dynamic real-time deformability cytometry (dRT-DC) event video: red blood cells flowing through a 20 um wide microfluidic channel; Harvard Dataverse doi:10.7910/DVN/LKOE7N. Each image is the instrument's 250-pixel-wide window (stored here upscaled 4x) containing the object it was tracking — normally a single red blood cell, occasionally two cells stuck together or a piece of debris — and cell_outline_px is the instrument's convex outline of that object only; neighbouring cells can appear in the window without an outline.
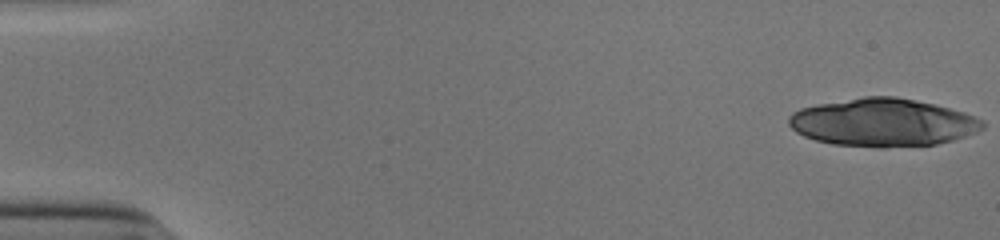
{"species": "human", "species_latin": "Homo sapiens", "temperature_condition": "cold", "stored_images_in_passage": 12, "camera_frame_rate_fps": 3000, "um_per_image_px": 0.085, "donor": {"sex": "male"}, "frame": {"image": 1, "passage_image": 1, "time_ms": 0.0, "image_size_px": [1000, 240], "cell_outline_px": [[984, 128], [976, 132], [952, 140], [936, 144], [880, 148], [832, 144], [816, 140], [804, 136], [796, 132], [788, 124], [788, 116], [792, 112], [800, 108], [816, 104], [864, 96], [896, 96], [936, 104], [964, 112], [980, 120], [984, 124]], "centroid_in_image_um": [75.0, 10.41], "position_along_channel_um": 10.0, "area_um2": 54.27}}